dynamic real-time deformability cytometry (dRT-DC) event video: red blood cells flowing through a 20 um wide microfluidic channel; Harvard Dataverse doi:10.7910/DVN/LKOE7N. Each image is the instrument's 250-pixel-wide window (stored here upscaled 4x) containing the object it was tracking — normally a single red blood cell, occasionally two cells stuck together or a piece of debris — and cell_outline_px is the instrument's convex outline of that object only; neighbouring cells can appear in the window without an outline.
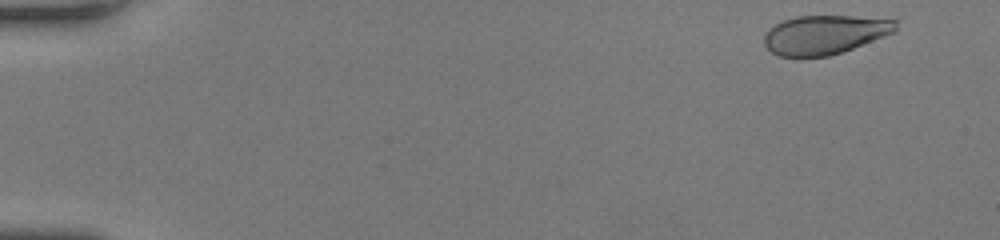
{"species": "human", "species_latin": "Homo sapiens", "temperature_condition": "room temperature", "stored_images_in_passage": 11, "camera_frame_rate_fps": 3000, "um_per_image_px": 0.085, "donor": {"sex": "female"}, "frame": {"image": 1, "passage_image": 2, "time_ms": 0.333, "image_size_px": [1000, 240], "cell_outline_px": [[900, 20], [896, 32], [852, 48], [828, 56], [780, 56], [772, 52], [764, 44], [764, 32], [768, 28], [784, 20], [796, 16], [900, 16]], "centroid_in_image_um": [70.24, 2.89], "position_along_channel_um": 14.8, "area_um2": 30.58}}